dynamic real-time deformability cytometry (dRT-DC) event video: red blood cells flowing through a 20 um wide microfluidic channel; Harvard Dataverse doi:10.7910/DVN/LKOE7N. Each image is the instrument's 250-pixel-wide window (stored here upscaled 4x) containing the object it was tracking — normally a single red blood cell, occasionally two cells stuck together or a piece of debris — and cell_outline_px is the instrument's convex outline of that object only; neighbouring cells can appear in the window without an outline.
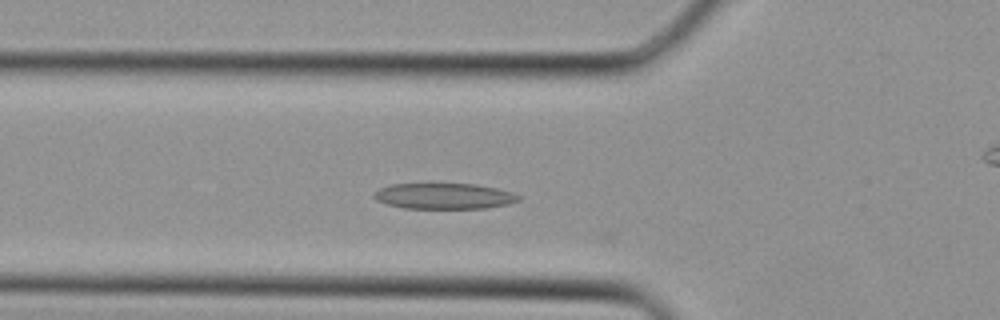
{"species": "Egyptian fruit bat (a non-hibernating species)", "species_latin": "Rousettus aegyptiacus", "temperature_condition": "cold", "stored_images_in_passage": 26, "camera_frame_rate_fps": 3000, "um_per_image_px": 0.085, "animal": {"sex": "female"}, "frame": {"image": 1, "passage_image": 10, "time_ms": 3.0, "image_size_px": [1000, 320], "cell_outline_px": [[520, 200], [508, 204], [484, 208], [404, 208], [388, 204], [376, 200], [372, 196], [380, 188], [392, 184], [476, 184], [496, 188], [512, 192], [520, 196]], "centroid_in_image_um": [37.76, 16.66], "position_along_channel_um": 88.0, "area_um2": 21.56}}
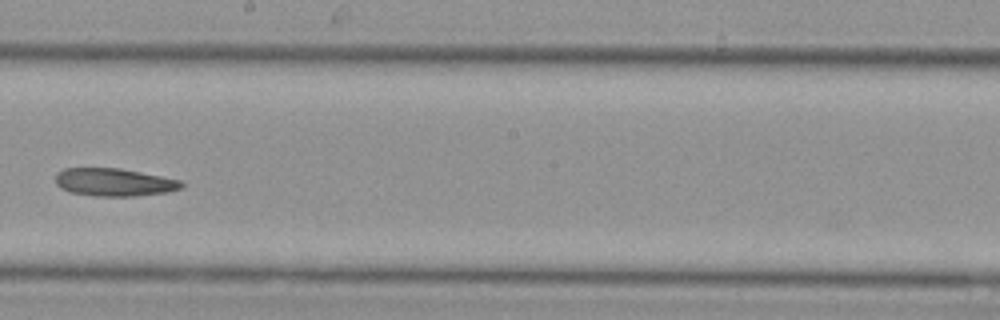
{"frame": {"image": 2, "passage_image": 18, "time_ms": 5.667, "image_size_px": [1000, 320], "cell_outline_px": [[184, 184], [180, 188], [168, 192], [136, 196], [92, 196], [68, 192], [60, 188], [56, 184], [56, 172], [64, 168], [120, 168], [180, 180]], "centroid_in_image_um": [9.65, 15.49], "position_along_channel_um": 238.6, "area_um2": 20.52}}
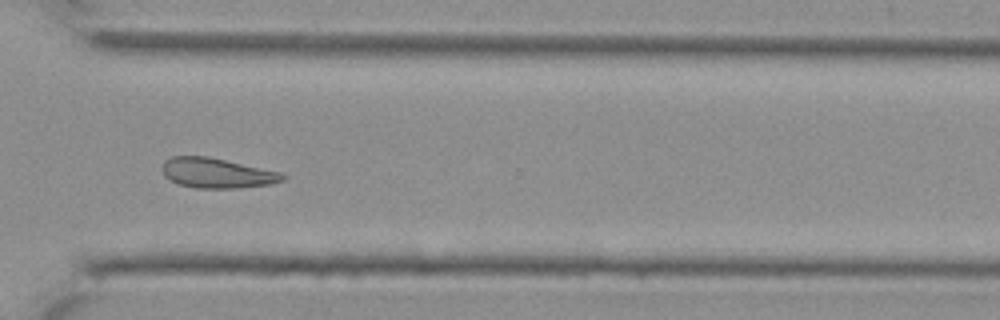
{"frame": {"image": 3, "passage_image": 24, "time_ms": 7.667, "image_size_px": [1000, 320], "cell_outline_px": [[288, 176], [284, 180], [268, 184], [236, 188], [196, 188], [180, 184], [164, 176], [160, 168], [164, 160], [172, 156], [208, 156], [280, 172]], "centroid_in_image_um": [18.4, 14.7], "position_along_channel_um": 352.2, "area_um2": 20.98}}